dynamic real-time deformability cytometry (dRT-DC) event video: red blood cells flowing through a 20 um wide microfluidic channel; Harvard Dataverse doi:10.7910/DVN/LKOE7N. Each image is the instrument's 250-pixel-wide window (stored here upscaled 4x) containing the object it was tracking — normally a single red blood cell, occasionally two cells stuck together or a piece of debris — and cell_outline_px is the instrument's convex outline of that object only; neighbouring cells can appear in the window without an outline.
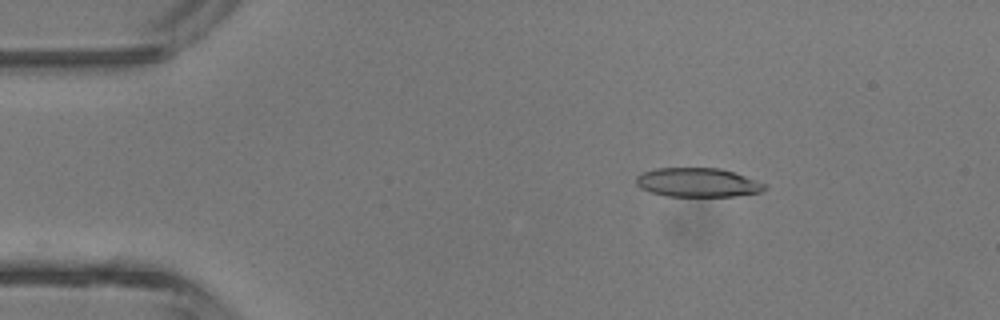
{"species": "common noctule bat (a hibernating species)", "species_latin": "Nyctalus noctula", "temperature_condition": "room temperature", "stored_images_in_passage": 5, "camera_frame_rate_fps": 3000, "um_per_image_px": 0.085, "animal": {"sex": "male", "body_mass_g": 13.3}, "frame": {"image": 1, "passage_image": 1, "time_ms": 0.0, "image_size_px": [1000, 320], "cell_outline_px": [[768, 188], [760, 192], [736, 196], [668, 196], [652, 192], [640, 188], [636, 184], [636, 176], [644, 172], [656, 168], [720, 168], [768, 184]], "centroid_in_image_um": [59.32, 15.51], "position_along_channel_um": 25.7, "area_um2": 21.68}}
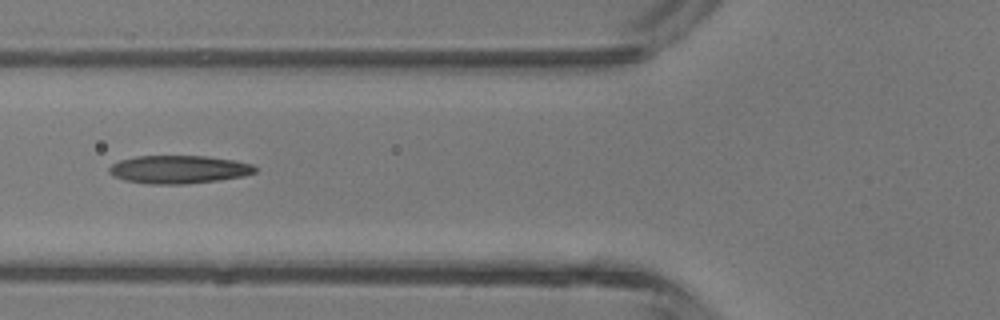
{"frame": {"image": 2, "passage_image": 4, "time_ms": 3.333, "image_size_px": [1000, 320], "cell_outline_px": [[256, 172], [244, 176], [220, 180], [184, 184], [148, 184], [124, 180], [112, 176], [108, 172], [108, 168], [112, 164], [120, 160], [136, 156], [204, 156], [232, 160], [252, 164], [256, 168]], "centroid_in_image_um": [15.16, 14.41], "position_along_channel_um": 110.6, "area_um2": 23.93}}
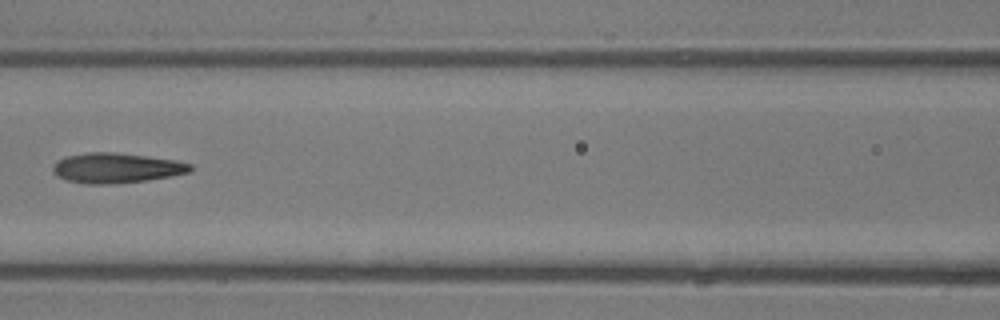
{"frame": {"image": 3, "passage_image": 5, "time_ms": 4.333, "image_size_px": [1000, 320], "cell_outline_px": [[192, 172], [144, 180], [108, 184], [84, 184], [68, 180], [56, 176], [52, 172], [52, 168], [60, 160], [68, 156], [88, 152], [112, 152], [148, 156], [176, 160], [192, 164]], "centroid_in_image_um": [9.9, 14.27], "position_along_channel_um": 156.7, "area_um2": 23.81}}